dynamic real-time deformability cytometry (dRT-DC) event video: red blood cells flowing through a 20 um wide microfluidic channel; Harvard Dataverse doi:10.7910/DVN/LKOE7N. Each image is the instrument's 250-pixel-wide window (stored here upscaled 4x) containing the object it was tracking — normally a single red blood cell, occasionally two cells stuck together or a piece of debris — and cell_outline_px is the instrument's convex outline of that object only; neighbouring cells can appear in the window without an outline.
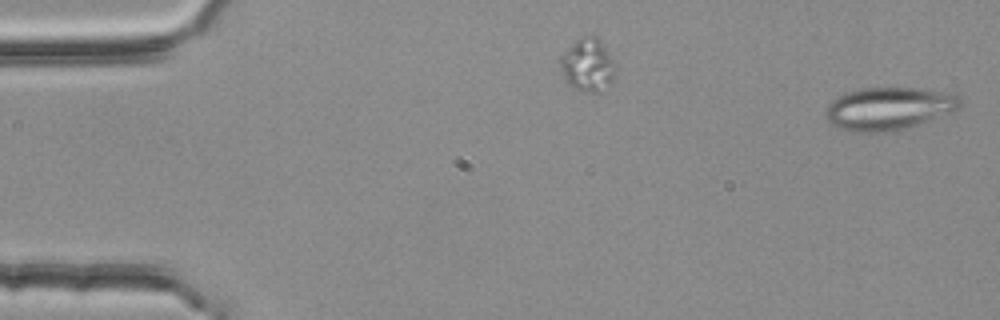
{"species": "common noctule bat (a hibernating species)", "species_latin": "Nyctalus noctula", "temperature_condition": "room temperature", "stored_images_in_passage": 40, "camera_frame_rate_fps": 3000, "um_per_image_px": 0.085, "animal": {"sex": "female", "body_mass_g": 25.1}, "frame": {"image": 1, "passage_image": 1, "time_ms": 0.0, "image_size_px": [1000, 320], "cell_outline_px": [[960, 104], [956, 108], [948, 112], [916, 124], [904, 128], [884, 132], [848, 132], [836, 128], [824, 116], [824, 108], [832, 100], [844, 92], [860, 88], [924, 88], [952, 92], [960, 96]], "centroid_in_image_um": [75.45, 9.21], "position_along_channel_um": 9.5, "area_um2": 33.52}}